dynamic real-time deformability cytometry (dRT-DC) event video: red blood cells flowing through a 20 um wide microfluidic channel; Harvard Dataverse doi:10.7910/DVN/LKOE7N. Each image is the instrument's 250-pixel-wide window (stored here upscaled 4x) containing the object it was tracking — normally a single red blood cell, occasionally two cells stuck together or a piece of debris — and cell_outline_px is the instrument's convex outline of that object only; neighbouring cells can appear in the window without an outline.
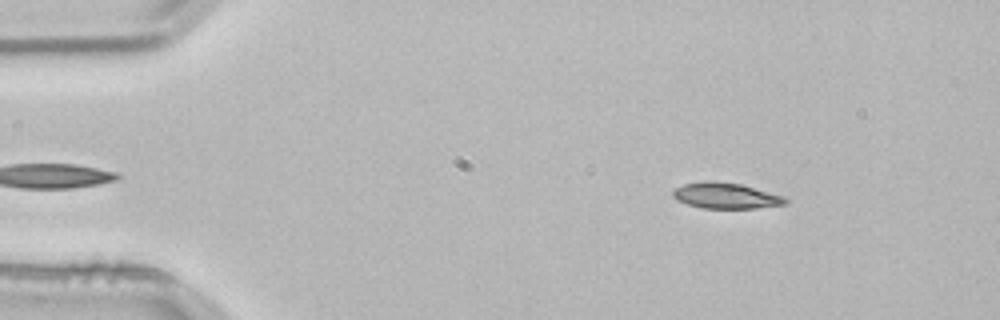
{"species": "common noctule bat (a hibernating species)", "species_latin": "Nyctalus noctula", "temperature_condition": "room temperature", "stored_images_in_passage": 50, "camera_frame_rate_fps": 3000, "um_per_image_px": 0.085, "animal": {"sex": "male", "body_mass_g": 21.5, "forearm_length_mm": 52.0}, "frame": {"image": 1, "passage_image": 5, "time_ms": 1.333, "image_size_px": [1000, 320], "cell_outline_px": [[788, 204], [756, 208], [700, 208], [676, 200], [672, 196], [672, 188], [684, 184], [704, 180], [712, 180], [740, 184], [784, 196], [788, 200]], "centroid_in_image_um": [61.65, 16.63], "position_along_channel_um": 23.3, "area_um2": 17.11}}
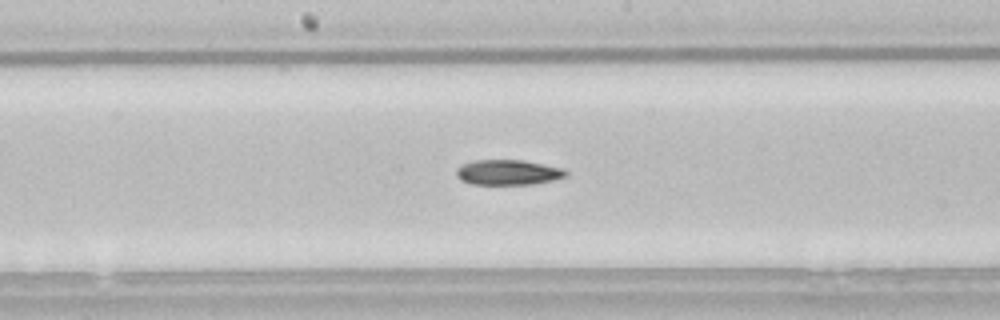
{"frame": {"image": 2, "passage_image": 25, "time_ms": 8.0, "image_size_px": [1000, 320], "cell_outline_px": [[568, 176], [536, 184], [472, 184], [460, 180], [456, 176], [456, 168], [464, 164], [476, 160], [524, 160], [564, 168], [568, 172]], "centroid_in_image_um": [43.21, 14.65], "position_along_channel_um": 205.0, "area_um2": 16.18}}
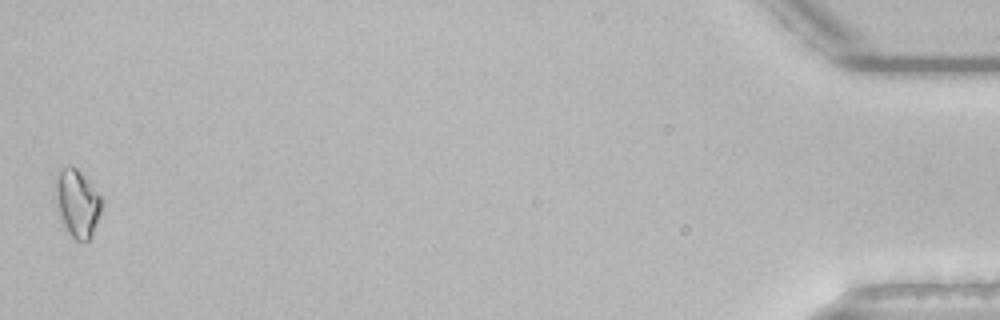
{"frame": {"image": 3, "passage_image": 50, "time_ms": 16.333, "image_size_px": [1000, 320], "cell_outline_px": [[100, 212], [92, 236], [88, 240], [76, 240], [68, 232], [60, 216], [56, 204], [56, 184], [60, 172], [64, 168], [76, 168], [80, 172], [100, 196]], "centroid_in_image_um": [6.57, 17.32], "position_along_channel_um": 428.6, "area_um2": 17.17}, "authors_computed_cell_mechanics": {"area_um2": 16.3285, "velocity_mm_per_s": 3.8422, "shape_relaxation_time_tau1_ms": 7.4705, "shape_relaxation_time_tau2_ms": null, "deformation_change_tau1": 0.1572, "deformation_change_tau2": null}}